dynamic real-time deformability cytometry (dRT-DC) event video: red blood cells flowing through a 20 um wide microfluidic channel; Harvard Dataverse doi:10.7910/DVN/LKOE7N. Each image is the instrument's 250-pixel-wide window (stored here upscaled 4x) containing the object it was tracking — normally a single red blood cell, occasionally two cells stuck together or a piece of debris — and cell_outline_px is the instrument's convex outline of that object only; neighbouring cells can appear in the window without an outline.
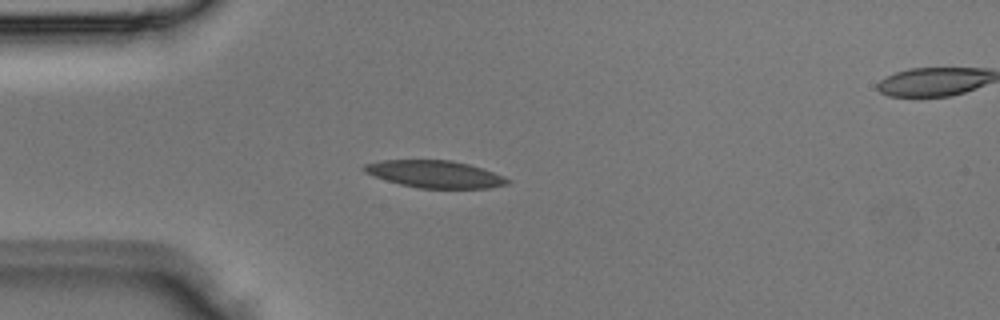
{"species": "Egyptian fruit bat (a non-hibernating species)", "species_latin": "Rousettus aegyptiacus", "temperature_condition": "room temperature", "stored_images_in_passage": 3, "segment_of_instrument_passage": [1, 2], "camera_frame_rate_fps": 3000, "um_per_image_px": 0.085, "animal": {"sex": "male"}, "frame": {"image": 1, "passage_image": 2, "time_ms": 0.333, "image_size_px": [1000, 320], "cell_outline_px": [[512, 180], [508, 184], [488, 188], [420, 188], [400, 184], [364, 172], [364, 164], [380, 160], [452, 160], [468, 164], [504, 176]], "centroid_in_image_um": [36.99, 14.8], "position_along_channel_um": 48.0, "area_um2": 22.48}}